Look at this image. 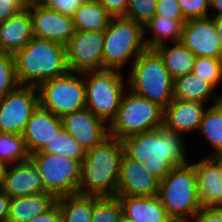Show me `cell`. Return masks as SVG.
I'll return each instance as SVG.
<instances>
[{"label":"cell","instance_id":"6da1fadb","mask_svg":"<svg viewBox=\"0 0 222 222\" xmlns=\"http://www.w3.org/2000/svg\"><path fill=\"white\" fill-rule=\"evenodd\" d=\"M122 141L124 152L159 181L173 168L188 163L185 137L164 127L138 133Z\"/></svg>","mask_w":222,"mask_h":222},{"label":"cell","instance_id":"7a4b0ae2","mask_svg":"<svg viewBox=\"0 0 222 222\" xmlns=\"http://www.w3.org/2000/svg\"><path fill=\"white\" fill-rule=\"evenodd\" d=\"M123 153V141L112 136L87 150L81 161L77 193L116 196Z\"/></svg>","mask_w":222,"mask_h":222},{"label":"cell","instance_id":"3957f363","mask_svg":"<svg viewBox=\"0 0 222 222\" xmlns=\"http://www.w3.org/2000/svg\"><path fill=\"white\" fill-rule=\"evenodd\" d=\"M14 60L19 85L38 87L69 71L65 46L35 36L14 54Z\"/></svg>","mask_w":222,"mask_h":222},{"label":"cell","instance_id":"277c9868","mask_svg":"<svg viewBox=\"0 0 222 222\" xmlns=\"http://www.w3.org/2000/svg\"><path fill=\"white\" fill-rule=\"evenodd\" d=\"M127 87L163 110L174 99V79L155 49H146L131 64Z\"/></svg>","mask_w":222,"mask_h":222},{"label":"cell","instance_id":"5b68a950","mask_svg":"<svg viewBox=\"0 0 222 222\" xmlns=\"http://www.w3.org/2000/svg\"><path fill=\"white\" fill-rule=\"evenodd\" d=\"M158 197L174 222H189L190 218L194 217L201 204L197 192L196 172L191 162L173 168L160 181Z\"/></svg>","mask_w":222,"mask_h":222},{"label":"cell","instance_id":"8992f818","mask_svg":"<svg viewBox=\"0 0 222 222\" xmlns=\"http://www.w3.org/2000/svg\"><path fill=\"white\" fill-rule=\"evenodd\" d=\"M141 24L125 17H113L104 31L102 69L121 70L146 50ZM131 59V60H130Z\"/></svg>","mask_w":222,"mask_h":222},{"label":"cell","instance_id":"52a82bcc","mask_svg":"<svg viewBox=\"0 0 222 222\" xmlns=\"http://www.w3.org/2000/svg\"><path fill=\"white\" fill-rule=\"evenodd\" d=\"M164 110L147 98L127 89L115 118L109 124V135L120 140L163 127Z\"/></svg>","mask_w":222,"mask_h":222},{"label":"cell","instance_id":"ba28073f","mask_svg":"<svg viewBox=\"0 0 222 222\" xmlns=\"http://www.w3.org/2000/svg\"><path fill=\"white\" fill-rule=\"evenodd\" d=\"M123 75L115 69L83 72L86 108L108 125L115 118L122 96L128 89Z\"/></svg>","mask_w":222,"mask_h":222},{"label":"cell","instance_id":"9c48e42d","mask_svg":"<svg viewBox=\"0 0 222 222\" xmlns=\"http://www.w3.org/2000/svg\"><path fill=\"white\" fill-rule=\"evenodd\" d=\"M39 106L58 117L86 108V89L81 72L66 74L43 82L37 87Z\"/></svg>","mask_w":222,"mask_h":222},{"label":"cell","instance_id":"30bf717a","mask_svg":"<svg viewBox=\"0 0 222 222\" xmlns=\"http://www.w3.org/2000/svg\"><path fill=\"white\" fill-rule=\"evenodd\" d=\"M44 183V192L56 198L76 194L80 181L81 162L63 155L36 152L30 155Z\"/></svg>","mask_w":222,"mask_h":222},{"label":"cell","instance_id":"8fae6325","mask_svg":"<svg viewBox=\"0 0 222 222\" xmlns=\"http://www.w3.org/2000/svg\"><path fill=\"white\" fill-rule=\"evenodd\" d=\"M38 106L37 87L19 85L0 99V132L22 134Z\"/></svg>","mask_w":222,"mask_h":222},{"label":"cell","instance_id":"7c38bea8","mask_svg":"<svg viewBox=\"0 0 222 222\" xmlns=\"http://www.w3.org/2000/svg\"><path fill=\"white\" fill-rule=\"evenodd\" d=\"M104 31H75L65 46L68 70H102Z\"/></svg>","mask_w":222,"mask_h":222},{"label":"cell","instance_id":"4fadbf2b","mask_svg":"<svg viewBox=\"0 0 222 222\" xmlns=\"http://www.w3.org/2000/svg\"><path fill=\"white\" fill-rule=\"evenodd\" d=\"M63 129L71 135L85 151L102 143L109 135V125L87 108L62 117Z\"/></svg>","mask_w":222,"mask_h":222},{"label":"cell","instance_id":"5bb4252c","mask_svg":"<svg viewBox=\"0 0 222 222\" xmlns=\"http://www.w3.org/2000/svg\"><path fill=\"white\" fill-rule=\"evenodd\" d=\"M211 16L187 20L183 26L181 43L196 57L222 59L220 40Z\"/></svg>","mask_w":222,"mask_h":222},{"label":"cell","instance_id":"9a60e30c","mask_svg":"<svg viewBox=\"0 0 222 222\" xmlns=\"http://www.w3.org/2000/svg\"><path fill=\"white\" fill-rule=\"evenodd\" d=\"M28 9L32 17L33 36L66 46L75 33L72 16L39 5Z\"/></svg>","mask_w":222,"mask_h":222},{"label":"cell","instance_id":"2e32d148","mask_svg":"<svg viewBox=\"0 0 222 222\" xmlns=\"http://www.w3.org/2000/svg\"><path fill=\"white\" fill-rule=\"evenodd\" d=\"M159 183L160 181L143 168V165L123 153L116 196H156Z\"/></svg>","mask_w":222,"mask_h":222},{"label":"cell","instance_id":"e0dca14e","mask_svg":"<svg viewBox=\"0 0 222 222\" xmlns=\"http://www.w3.org/2000/svg\"><path fill=\"white\" fill-rule=\"evenodd\" d=\"M2 191L10 198L44 192V183L36 164L28 159L21 163L8 165Z\"/></svg>","mask_w":222,"mask_h":222},{"label":"cell","instance_id":"ac0fdd59","mask_svg":"<svg viewBox=\"0 0 222 222\" xmlns=\"http://www.w3.org/2000/svg\"><path fill=\"white\" fill-rule=\"evenodd\" d=\"M206 109L203 103L174 98L164 109L163 127L181 136L199 130Z\"/></svg>","mask_w":222,"mask_h":222},{"label":"cell","instance_id":"d6986e66","mask_svg":"<svg viewBox=\"0 0 222 222\" xmlns=\"http://www.w3.org/2000/svg\"><path fill=\"white\" fill-rule=\"evenodd\" d=\"M62 129L61 117L38 106L22 133L30 155L41 151Z\"/></svg>","mask_w":222,"mask_h":222},{"label":"cell","instance_id":"ffe728a7","mask_svg":"<svg viewBox=\"0 0 222 222\" xmlns=\"http://www.w3.org/2000/svg\"><path fill=\"white\" fill-rule=\"evenodd\" d=\"M33 37L32 17L29 9L19 11L0 22V51L15 54Z\"/></svg>","mask_w":222,"mask_h":222},{"label":"cell","instance_id":"44dd1931","mask_svg":"<svg viewBox=\"0 0 222 222\" xmlns=\"http://www.w3.org/2000/svg\"><path fill=\"white\" fill-rule=\"evenodd\" d=\"M196 172L199 202L202 208H216L222 204V180L217 165L209 158L191 163Z\"/></svg>","mask_w":222,"mask_h":222},{"label":"cell","instance_id":"7402d4cb","mask_svg":"<svg viewBox=\"0 0 222 222\" xmlns=\"http://www.w3.org/2000/svg\"><path fill=\"white\" fill-rule=\"evenodd\" d=\"M123 214L134 222H174L156 196H118Z\"/></svg>","mask_w":222,"mask_h":222},{"label":"cell","instance_id":"603a6c76","mask_svg":"<svg viewBox=\"0 0 222 222\" xmlns=\"http://www.w3.org/2000/svg\"><path fill=\"white\" fill-rule=\"evenodd\" d=\"M56 202L57 198L48 192L10 198L7 222H27L47 212Z\"/></svg>","mask_w":222,"mask_h":222},{"label":"cell","instance_id":"cb8c5ba5","mask_svg":"<svg viewBox=\"0 0 222 222\" xmlns=\"http://www.w3.org/2000/svg\"><path fill=\"white\" fill-rule=\"evenodd\" d=\"M174 98L203 104L211 99V104L214 105L219 103L221 95L215 93V87L211 83L191 72L174 80Z\"/></svg>","mask_w":222,"mask_h":222},{"label":"cell","instance_id":"d4e9b609","mask_svg":"<svg viewBox=\"0 0 222 222\" xmlns=\"http://www.w3.org/2000/svg\"><path fill=\"white\" fill-rule=\"evenodd\" d=\"M187 20H172L155 15L144 27V43L147 49H156L164 45L165 41L171 43L181 42L184 23ZM153 32L146 40V32ZM169 39V40H168Z\"/></svg>","mask_w":222,"mask_h":222},{"label":"cell","instance_id":"484cf974","mask_svg":"<svg viewBox=\"0 0 222 222\" xmlns=\"http://www.w3.org/2000/svg\"><path fill=\"white\" fill-rule=\"evenodd\" d=\"M155 50L163 58L165 67L174 80L193 71L196 56L183 43L176 42L171 46L165 43Z\"/></svg>","mask_w":222,"mask_h":222},{"label":"cell","instance_id":"4316f807","mask_svg":"<svg viewBox=\"0 0 222 222\" xmlns=\"http://www.w3.org/2000/svg\"><path fill=\"white\" fill-rule=\"evenodd\" d=\"M61 222H91L94 195L71 194L57 198Z\"/></svg>","mask_w":222,"mask_h":222},{"label":"cell","instance_id":"83f0119b","mask_svg":"<svg viewBox=\"0 0 222 222\" xmlns=\"http://www.w3.org/2000/svg\"><path fill=\"white\" fill-rule=\"evenodd\" d=\"M75 31H105L113 18L100 3L82 2L75 11Z\"/></svg>","mask_w":222,"mask_h":222},{"label":"cell","instance_id":"f1b7e54d","mask_svg":"<svg viewBox=\"0 0 222 222\" xmlns=\"http://www.w3.org/2000/svg\"><path fill=\"white\" fill-rule=\"evenodd\" d=\"M211 144L214 153L222 152V104L207 107L199 130Z\"/></svg>","mask_w":222,"mask_h":222},{"label":"cell","instance_id":"f546056e","mask_svg":"<svg viewBox=\"0 0 222 222\" xmlns=\"http://www.w3.org/2000/svg\"><path fill=\"white\" fill-rule=\"evenodd\" d=\"M30 159L22 134L0 132V160L7 165L21 163Z\"/></svg>","mask_w":222,"mask_h":222},{"label":"cell","instance_id":"4dcf8cb0","mask_svg":"<svg viewBox=\"0 0 222 222\" xmlns=\"http://www.w3.org/2000/svg\"><path fill=\"white\" fill-rule=\"evenodd\" d=\"M39 152L63 155L65 157L82 161L86 154L83 147L64 129L55 135L54 139L47 143Z\"/></svg>","mask_w":222,"mask_h":222},{"label":"cell","instance_id":"1f68e13d","mask_svg":"<svg viewBox=\"0 0 222 222\" xmlns=\"http://www.w3.org/2000/svg\"><path fill=\"white\" fill-rule=\"evenodd\" d=\"M123 209L118 196H95L91 222H119Z\"/></svg>","mask_w":222,"mask_h":222},{"label":"cell","instance_id":"d6a6232c","mask_svg":"<svg viewBox=\"0 0 222 222\" xmlns=\"http://www.w3.org/2000/svg\"><path fill=\"white\" fill-rule=\"evenodd\" d=\"M18 86L14 55L0 51V99Z\"/></svg>","mask_w":222,"mask_h":222},{"label":"cell","instance_id":"836d02e7","mask_svg":"<svg viewBox=\"0 0 222 222\" xmlns=\"http://www.w3.org/2000/svg\"><path fill=\"white\" fill-rule=\"evenodd\" d=\"M192 73L204 78L216 88L222 80V59L196 57Z\"/></svg>","mask_w":222,"mask_h":222},{"label":"cell","instance_id":"e575fe53","mask_svg":"<svg viewBox=\"0 0 222 222\" xmlns=\"http://www.w3.org/2000/svg\"><path fill=\"white\" fill-rule=\"evenodd\" d=\"M157 0H128L125 18L143 27L155 16Z\"/></svg>","mask_w":222,"mask_h":222},{"label":"cell","instance_id":"d590c367","mask_svg":"<svg viewBox=\"0 0 222 222\" xmlns=\"http://www.w3.org/2000/svg\"><path fill=\"white\" fill-rule=\"evenodd\" d=\"M186 20L209 17L210 0H177Z\"/></svg>","mask_w":222,"mask_h":222},{"label":"cell","instance_id":"8d00e7d4","mask_svg":"<svg viewBox=\"0 0 222 222\" xmlns=\"http://www.w3.org/2000/svg\"><path fill=\"white\" fill-rule=\"evenodd\" d=\"M81 4L82 0H41L38 5L61 14L73 16Z\"/></svg>","mask_w":222,"mask_h":222},{"label":"cell","instance_id":"74e56055","mask_svg":"<svg viewBox=\"0 0 222 222\" xmlns=\"http://www.w3.org/2000/svg\"><path fill=\"white\" fill-rule=\"evenodd\" d=\"M155 15L172 20H186L177 0H157Z\"/></svg>","mask_w":222,"mask_h":222},{"label":"cell","instance_id":"f35d334b","mask_svg":"<svg viewBox=\"0 0 222 222\" xmlns=\"http://www.w3.org/2000/svg\"><path fill=\"white\" fill-rule=\"evenodd\" d=\"M27 8L22 0H0V22L8 20L19 11Z\"/></svg>","mask_w":222,"mask_h":222},{"label":"cell","instance_id":"ab89813d","mask_svg":"<svg viewBox=\"0 0 222 222\" xmlns=\"http://www.w3.org/2000/svg\"><path fill=\"white\" fill-rule=\"evenodd\" d=\"M100 4L112 17H125L128 0H100Z\"/></svg>","mask_w":222,"mask_h":222},{"label":"cell","instance_id":"60d3db41","mask_svg":"<svg viewBox=\"0 0 222 222\" xmlns=\"http://www.w3.org/2000/svg\"><path fill=\"white\" fill-rule=\"evenodd\" d=\"M194 222H222V212L216 208H200L192 218Z\"/></svg>","mask_w":222,"mask_h":222},{"label":"cell","instance_id":"b9f144b4","mask_svg":"<svg viewBox=\"0 0 222 222\" xmlns=\"http://www.w3.org/2000/svg\"><path fill=\"white\" fill-rule=\"evenodd\" d=\"M27 222H61L58 203L44 214L38 215Z\"/></svg>","mask_w":222,"mask_h":222},{"label":"cell","instance_id":"7bdbcfd3","mask_svg":"<svg viewBox=\"0 0 222 222\" xmlns=\"http://www.w3.org/2000/svg\"><path fill=\"white\" fill-rule=\"evenodd\" d=\"M10 197L0 191V222H7L9 216Z\"/></svg>","mask_w":222,"mask_h":222},{"label":"cell","instance_id":"ee69618b","mask_svg":"<svg viewBox=\"0 0 222 222\" xmlns=\"http://www.w3.org/2000/svg\"><path fill=\"white\" fill-rule=\"evenodd\" d=\"M210 8L217 11L216 14L213 12L212 18H222V0H210Z\"/></svg>","mask_w":222,"mask_h":222},{"label":"cell","instance_id":"f6af8a7d","mask_svg":"<svg viewBox=\"0 0 222 222\" xmlns=\"http://www.w3.org/2000/svg\"><path fill=\"white\" fill-rule=\"evenodd\" d=\"M209 158L217 165L220 179L222 180V152L211 154Z\"/></svg>","mask_w":222,"mask_h":222},{"label":"cell","instance_id":"bcb514c9","mask_svg":"<svg viewBox=\"0 0 222 222\" xmlns=\"http://www.w3.org/2000/svg\"><path fill=\"white\" fill-rule=\"evenodd\" d=\"M214 25H215L217 37L220 40V49H221V54H222V18H215Z\"/></svg>","mask_w":222,"mask_h":222},{"label":"cell","instance_id":"7dc6e473","mask_svg":"<svg viewBox=\"0 0 222 222\" xmlns=\"http://www.w3.org/2000/svg\"><path fill=\"white\" fill-rule=\"evenodd\" d=\"M7 167L8 165L4 161L0 160V191L2 190L3 187V182Z\"/></svg>","mask_w":222,"mask_h":222},{"label":"cell","instance_id":"c3c4849f","mask_svg":"<svg viewBox=\"0 0 222 222\" xmlns=\"http://www.w3.org/2000/svg\"><path fill=\"white\" fill-rule=\"evenodd\" d=\"M41 0H22V2L27 6H33V5H38Z\"/></svg>","mask_w":222,"mask_h":222},{"label":"cell","instance_id":"681fc988","mask_svg":"<svg viewBox=\"0 0 222 222\" xmlns=\"http://www.w3.org/2000/svg\"><path fill=\"white\" fill-rule=\"evenodd\" d=\"M119 222H134V221H132L130 218H128L123 214Z\"/></svg>","mask_w":222,"mask_h":222},{"label":"cell","instance_id":"f907efd6","mask_svg":"<svg viewBox=\"0 0 222 222\" xmlns=\"http://www.w3.org/2000/svg\"><path fill=\"white\" fill-rule=\"evenodd\" d=\"M82 2L100 3V0H82Z\"/></svg>","mask_w":222,"mask_h":222},{"label":"cell","instance_id":"816d5d0a","mask_svg":"<svg viewBox=\"0 0 222 222\" xmlns=\"http://www.w3.org/2000/svg\"><path fill=\"white\" fill-rule=\"evenodd\" d=\"M218 209L222 212V204L218 206Z\"/></svg>","mask_w":222,"mask_h":222}]
</instances>
